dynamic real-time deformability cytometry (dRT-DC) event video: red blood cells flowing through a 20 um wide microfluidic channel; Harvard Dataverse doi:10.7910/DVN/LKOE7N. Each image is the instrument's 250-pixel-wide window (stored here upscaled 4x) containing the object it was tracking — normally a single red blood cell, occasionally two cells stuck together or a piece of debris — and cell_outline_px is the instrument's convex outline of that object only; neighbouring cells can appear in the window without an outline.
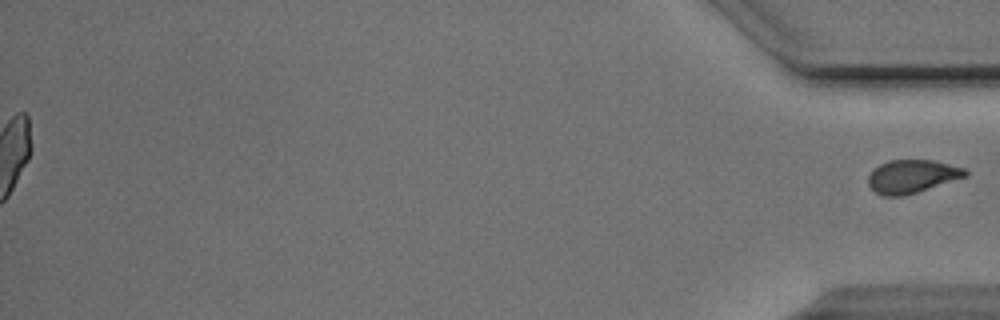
{"species": "Egyptian fruit bat (a non-hibernating species)", "species_latin": "Rousettus aegyptiacus", "temperature_condition": "cold", "stored_images_in_passage": 55, "segment_of_instrument_passage": [2, 2], "camera_frame_rate_fps": 3000, "um_per_image_px": 0.085, "animal": {"sex": "male"}, "frame": {"image": 1, "passage_image": 55, "time_ms": 18.0, "image_size_px": [1000, 320], "cell_outline_px": [[968, 176], [904, 196], [884, 196], [876, 192], [868, 184], [868, 176], [872, 168], [888, 160], [932, 160], [964, 168], [968, 172]], "centroid_in_image_um": [77.5, 14.99], "position_along_channel_um": 357.7, "area_um2": 18.79}}